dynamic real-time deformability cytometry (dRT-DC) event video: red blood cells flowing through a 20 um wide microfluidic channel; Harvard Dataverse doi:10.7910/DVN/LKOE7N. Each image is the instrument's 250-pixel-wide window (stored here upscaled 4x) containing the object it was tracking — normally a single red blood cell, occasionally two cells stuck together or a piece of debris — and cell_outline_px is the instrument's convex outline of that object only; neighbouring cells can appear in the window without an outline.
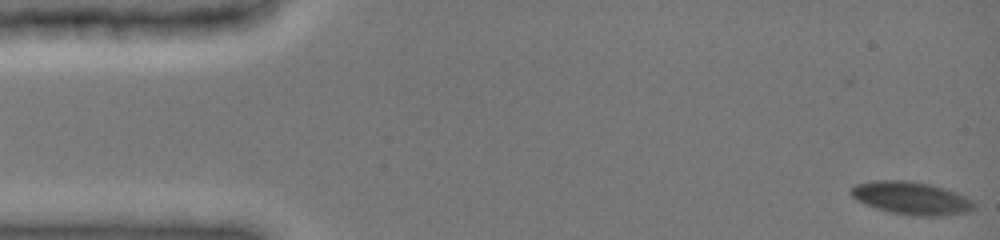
{"species": "common noctule bat (a hibernating species)", "species_latin": "Nyctalus noctula", "temperature_condition": "cold", "stored_images_in_passage": 22, "camera_frame_rate_fps": 3000, "um_per_image_px": 0.085, "animal": {"sex": "female", "body_mass_g": 19.0, "forearm_length_mm": 51.5}, "frame": {"image": 1, "passage_image": 1, "time_ms": 0.0, "image_size_px": [1000, 240], "cell_outline_px": [[976, 208], [968, 212], [940, 216], [916, 216], [892, 212], [876, 208], [856, 200], [848, 192], [856, 184], [876, 180], [908, 180], [932, 184], [956, 192], [972, 200], [976, 204]], "centroid_in_image_um": [77.48, 16.83], "position_along_channel_um": 7.5, "area_um2": 23.64}}
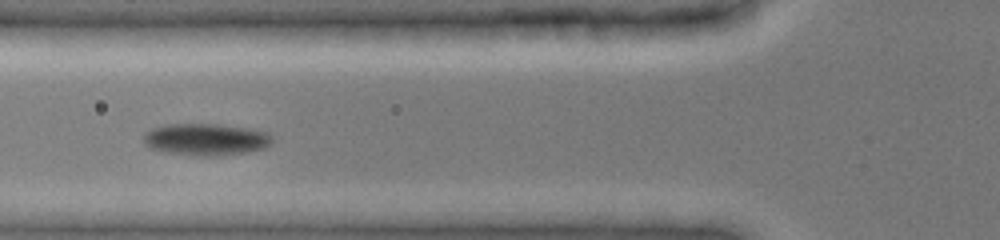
{"frame": {"image": 2, "passage_image": 13, "time_ms": 5.667, "image_size_px": [1000, 240], "cell_outline_px": [[272, 140], [264, 148], [248, 152], [216, 156], [196, 156], [168, 152], [148, 148], [144, 144], [144, 132], [152, 128], [164, 124], [216, 124], [252, 128], [268, 132], [272, 136]], "centroid_in_image_um": [17.48, 11.84], "position_along_channel_um": 108.3, "area_um2": 24.16}}
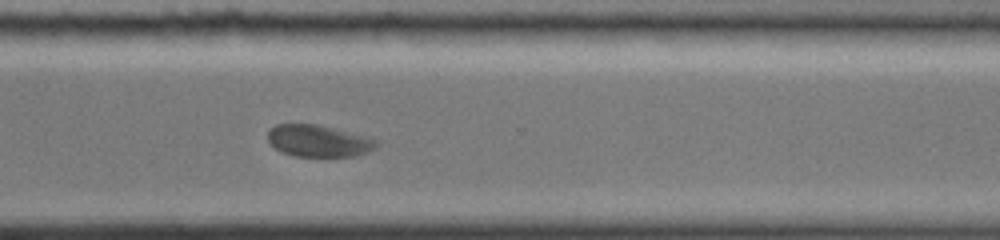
{"frame": {"image": 3, "passage_image": 22, "time_ms": 11.667, "image_size_px": [1000, 240], "cell_outline_px": [[380, 144], [376, 148], [368, 152], [356, 156], [296, 156], [284, 152], [276, 148], [268, 140], [268, 128], [276, 124], [316, 124], [368, 136], [380, 140]], "centroid_in_image_um": [27.14, 11.97], "position_along_channel_um": 343.5, "area_um2": 20.29}}